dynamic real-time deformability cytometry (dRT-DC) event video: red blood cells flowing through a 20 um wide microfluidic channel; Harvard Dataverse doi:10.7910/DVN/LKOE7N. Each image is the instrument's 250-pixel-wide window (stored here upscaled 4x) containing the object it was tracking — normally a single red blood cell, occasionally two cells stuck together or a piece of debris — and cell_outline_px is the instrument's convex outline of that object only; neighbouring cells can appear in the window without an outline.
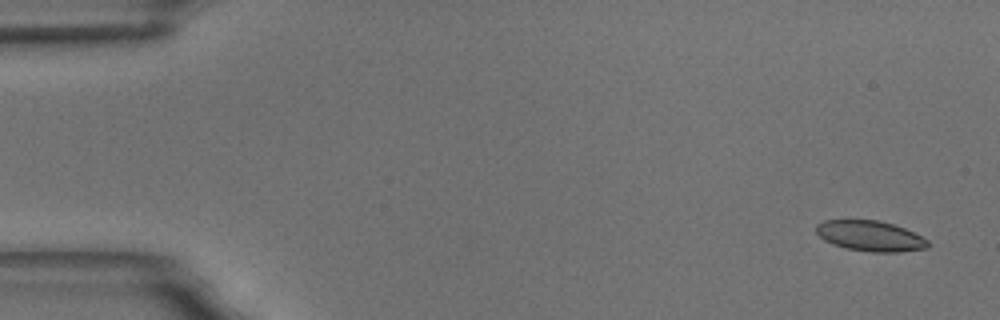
{"species": "common noctule bat (a hibernating species)", "species_latin": "Nyctalus noctula", "temperature_condition": "room temperature", "stored_images_in_passage": 5, "camera_frame_rate_fps": 3000, "um_per_image_px": 0.085, "animal": {"sex": "male", "body_mass_g": 18.8}, "frame": {"image": 1, "passage_image": 1, "time_ms": 0.0, "image_size_px": [1000, 320], "cell_outline_px": [[928, 248], [900, 252], [872, 252], [844, 248], [832, 244], [824, 240], [816, 232], [816, 224], [824, 220], [880, 220], [904, 228], [928, 240]], "centroid_in_image_um": [73.95, 20.06], "position_along_channel_um": 11.1, "area_um2": 19.83}}
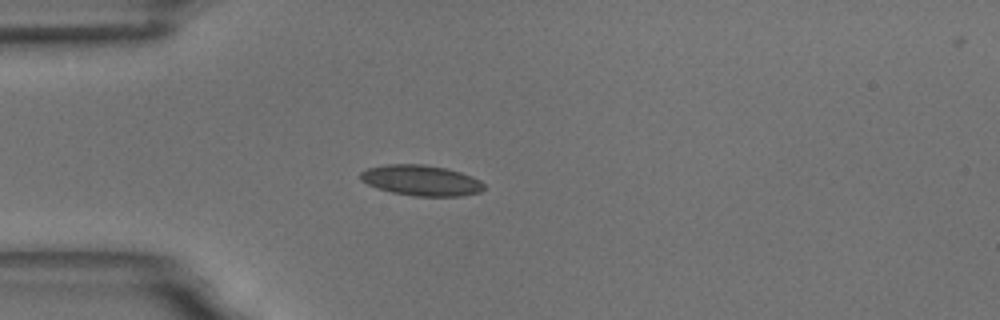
{"frame": {"image": 2, "passage_image": 4, "time_ms": 4.333, "image_size_px": [1000, 320], "cell_outline_px": [[484, 188], [480, 192], [460, 196], [416, 196], [392, 192], [368, 184], [360, 180], [360, 172], [368, 168], [388, 164], [424, 164], [448, 168], [472, 176], [480, 180], [484, 184]], "centroid_in_image_um": [35.82, 15.32], "position_along_channel_um": 49.2, "area_um2": 21.96}}